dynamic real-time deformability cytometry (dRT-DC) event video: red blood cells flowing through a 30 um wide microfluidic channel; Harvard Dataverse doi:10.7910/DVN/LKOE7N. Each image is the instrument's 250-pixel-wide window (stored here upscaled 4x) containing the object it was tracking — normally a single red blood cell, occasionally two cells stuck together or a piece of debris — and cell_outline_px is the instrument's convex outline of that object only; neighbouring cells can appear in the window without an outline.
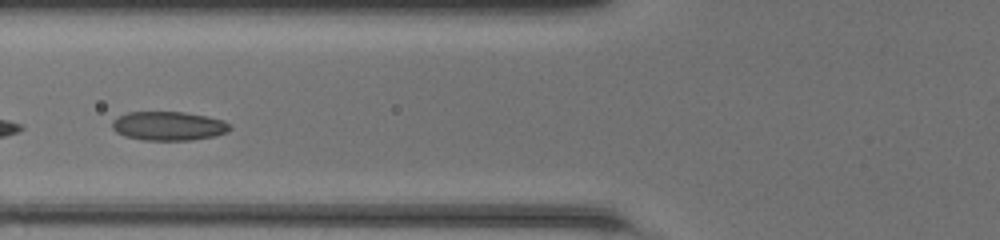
{"species": "common noctule bat (a hibernating species)", "species_latin": "Nyctalus noctula", "temperature_condition": "room temperature", "stored_images_in_passage": 22, "camera_frame_rate_fps": 3000, "um_per_image_px": 0.085, "animal": {"sex": "female", "body_mass_g": 20.0, "forearm_length_mm": 54.0}, "frame": {"image": 1, "passage_image": 14, "time_ms": 4.333, "image_size_px": [1000, 240], "cell_outline_px": [[232, 128], [228, 132], [216, 136], [192, 140], [144, 140], [124, 136], [116, 132], [112, 128], [112, 120], [128, 112], [184, 112], [224, 120], [232, 124]], "centroid_in_image_um": [14.36, 10.71], "position_along_channel_um": 111.4, "area_um2": 20.0}}